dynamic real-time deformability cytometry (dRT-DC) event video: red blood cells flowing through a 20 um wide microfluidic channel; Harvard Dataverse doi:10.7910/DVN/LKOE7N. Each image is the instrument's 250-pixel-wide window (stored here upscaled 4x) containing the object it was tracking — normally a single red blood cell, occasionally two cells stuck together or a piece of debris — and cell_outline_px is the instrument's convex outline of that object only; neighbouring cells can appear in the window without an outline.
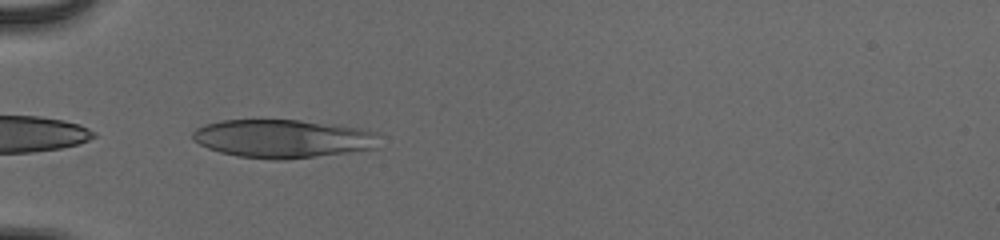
{"species": "human", "species_latin": "Homo sapiens", "temperature_condition": "cold", "stored_images_in_passage": 36, "camera_frame_rate_fps": 3000, "um_per_image_px": 0.085, "donor": {"sex": "male"}, "frame": {"image": 1, "passage_image": 1, "time_ms": 0.0, "image_size_px": [1000, 240], "cell_outline_px": [[380, 136], [376, 148], [284, 160], [272, 160], [236, 156], [220, 152], [208, 148], [192, 140], [192, 132], [196, 128], [204, 124], [220, 120], [300, 120], [360, 128], [376, 132]], "centroid_in_image_um": [24.0, 11.78], "position_along_channel_um": 61.0, "area_um2": 41.73}}
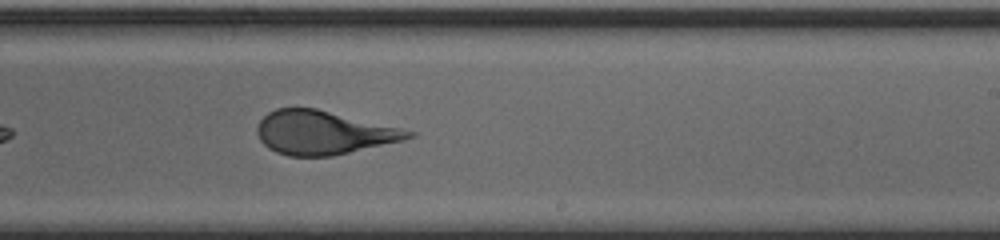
{"frame": {"image": 2, "passage_image": 17, "time_ms": 5.333, "image_size_px": [1000, 240], "cell_outline_px": [[416, 136], [404, 140], [332, 156], [288, 156], [276, 152], [268, 148], [260, 140], [256, 132], [256, 128], [260, 120], [268, 112], [276, 108], [316, 108], [400, 128], [416, 132]], "centroid_in_image_um": [27.46, 11.27], "position_along_channel_um": 261.5, "area_um2": 38.32}}
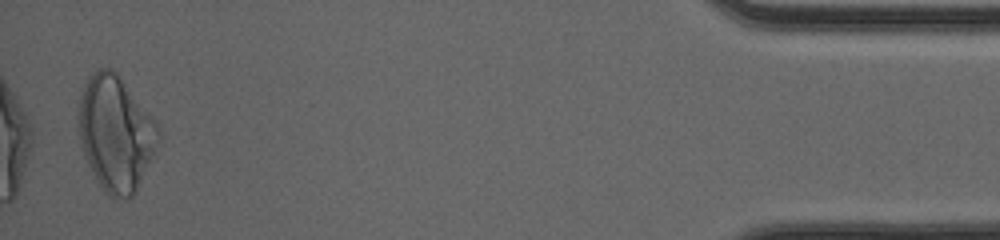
{"frame": {"image": 3, "passage_image": 35, "time_ms": 11.333, "image_size_px": [1000, 240], "cell_outline_px": [[164, 136], [136, 192], [132, 196], [108, 196], [104, 192], [96, 180], [88, 164], [84, 152], [76, 124], [76, 108], [80, 92], [88, 76], [100, 68], [112, 68], [116, 72], [160, 128]], "centroid_in_image_um": [9.82, 11.32], "position_along_channel_um": 425.4, "area_um2": 54.1}, "authors_computed_cell_mechanics": {"area_um2": 39.6508, "velocity_mm_per_s": 3.9384, "shape_relaxation_time_tau1_ms": 3.6623, "shape_relaxation_time_tau2_ms": null, "deformation_change_tau1": 0.1533, "deformation_change_tau2": null}}